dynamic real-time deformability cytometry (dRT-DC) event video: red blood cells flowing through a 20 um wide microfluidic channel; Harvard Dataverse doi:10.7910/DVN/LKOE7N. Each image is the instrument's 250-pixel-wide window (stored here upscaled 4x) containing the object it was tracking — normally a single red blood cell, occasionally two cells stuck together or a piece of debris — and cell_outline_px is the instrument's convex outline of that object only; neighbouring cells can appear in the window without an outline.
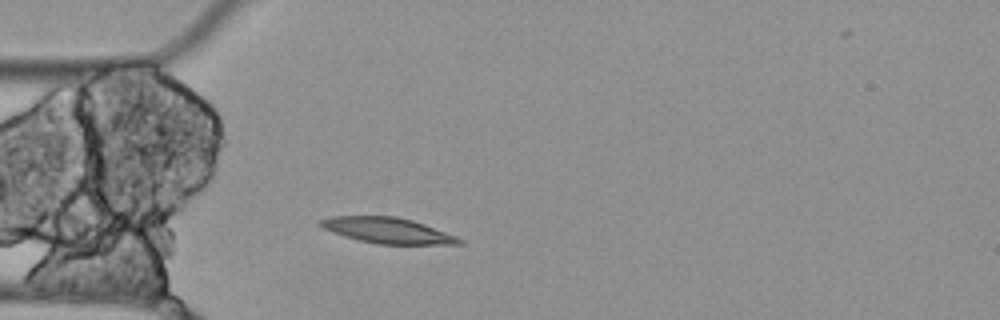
{"species": "Egyptian fruit bat (a non-hibernating species)", "species_latin": "Rousettus aegyptiacus", "temperature_condition": "cold", "stored_images_in_passage": 2, "camera_frame_rate_fps": 3000, "um_per_image_px": 0.085, "animal": {"sex": "female"}, "frame": {"image": 1, "passage_image": 1, "time_ms": 0.0, "image_size_px": [1000, 320], "cell_outline_px": [[464, 244], [376, 244], [344, 236], [332, 232], [324, 228], [320, 224], [320, 220], [332, 216], [396, 216], [412, 220], [424, 224], [456, 236], [464, 240]], "centroid_in_image_um": [32.97, 19.59], "position_along_channel_um": 52.0, "area_um2": 20.58}}